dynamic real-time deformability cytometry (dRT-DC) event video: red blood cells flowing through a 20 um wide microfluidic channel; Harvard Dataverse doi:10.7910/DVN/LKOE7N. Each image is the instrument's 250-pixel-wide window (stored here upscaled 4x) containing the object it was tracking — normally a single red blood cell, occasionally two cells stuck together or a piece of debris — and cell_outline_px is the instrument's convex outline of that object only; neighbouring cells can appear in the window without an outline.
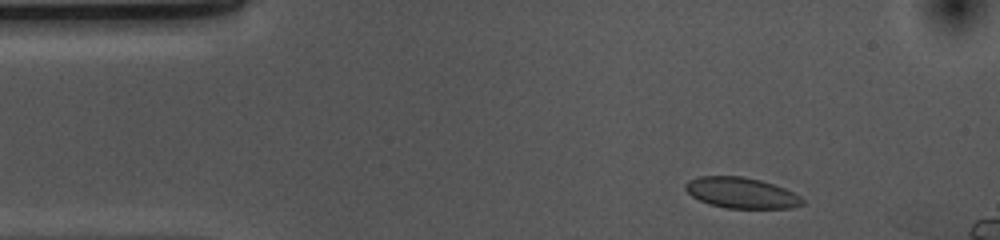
{"species": "common noctule bat (a hibernating species)", "species_latin": "Nyctalus noctula", "temperature_condition": "cold", "stored_images_in_passage": 7, "camera_frame_rate_fps": 3000, "um_per_image_px": 0.085, "animal": {"sex": "female", "body_mass_g": 10.0, "forearm_length_mm": 53.1}, "frame": {"image": 1, "passage_image": 4, "time_ms": 1.0, "image_size_px": [1000, 240], "cell_outline_px": [[804, 204], [788, 208], [724, 208], [708, 204], [692, 196], [684, 188], [684, 184], [688, 180], [700, 176], [744, 176], [760, 180], [784, 188], [800, 196], [804, 200]], "centroid_in_image_um": [62.98, 16.39], "position_along_channel_um": 22.0, "area_um2": 20.98}}